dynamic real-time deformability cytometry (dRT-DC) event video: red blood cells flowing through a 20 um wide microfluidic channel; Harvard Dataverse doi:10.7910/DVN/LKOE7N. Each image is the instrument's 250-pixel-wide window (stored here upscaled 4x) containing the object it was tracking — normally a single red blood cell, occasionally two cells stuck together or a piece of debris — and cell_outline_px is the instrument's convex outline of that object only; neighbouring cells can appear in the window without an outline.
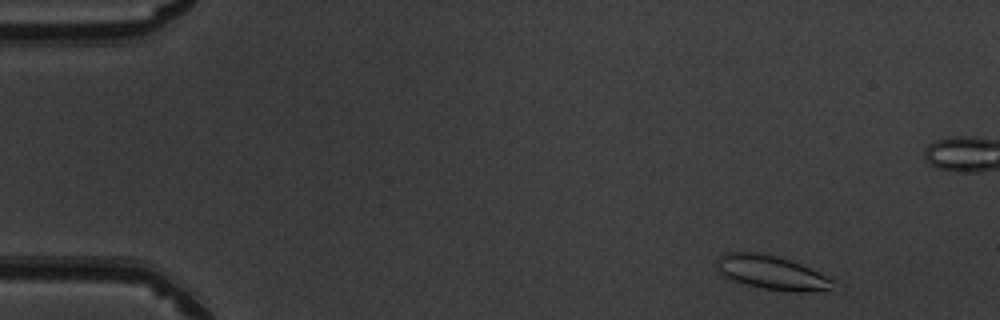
{"species": "common noctule bat (a hibernating species)", "species_latin": "Nyctalus noctula", "temperature_condition": "warm", "stored_images_in_passage": 50, "camera_frame_rate_fps": 3000, "um_per_image_px": 0.085, "animal": {"sex": "male", "body_mass_g": 19.5, "forearm_length_mm": 54.6}, "frame": {"image": 1, "passage_image": 3, "time_ms": 0.667, "image_size_px": [1000, 320], "cell_outline_px": [[836, 292], [796, 292], [764, 288], [744, 284], [732, 280], [724, 276], [720, 272], [716, 264], [716, 260], [724, 252], [768, 252], [800, 264], [836, 280]], "centroid_in_image_um": [65.69, 23.18], "position_along_channel_um": 19.3, "area_um2": 23.64}}
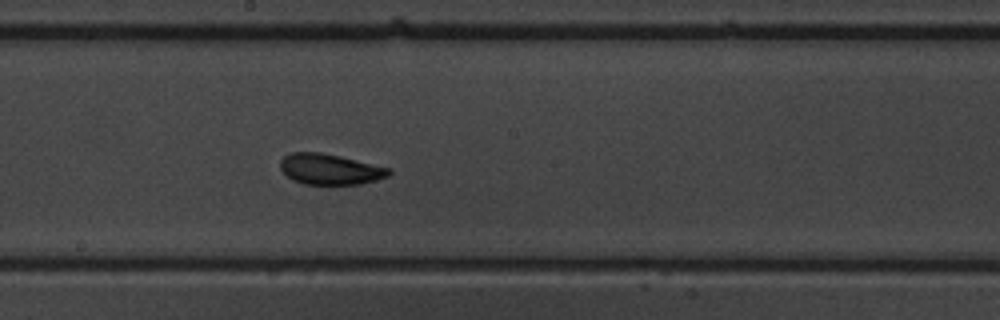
{"frame": {"image": 2, "passage_image": 26, "time_ms": 8.333, "image_size_px": [1000, 320], "cell_outline_px": [[392, 172], [388, 176], [376, 180], [360, 184], [304, 184], [292, 180], [280, 168], [280, 160], [284, 156], [292, 152], [320, 152], [340, 156], [392, 168]], "centroid_in_image_um": [28.07, 14.38], "position_along_channel_um": 220.1, "area_um2": 19.48}}
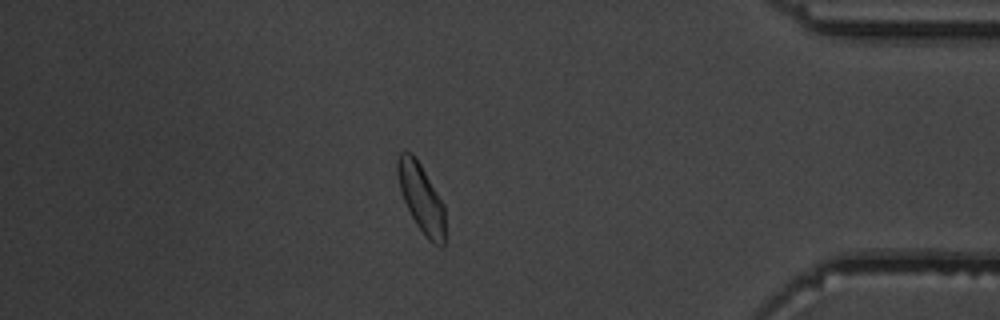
{"frame": {"image": 3, "passage_image": 42, "time_ms": 13.667, "image_size_px": [1000, 320], "cell_outline_px": [[444, 244], [440, 248], [432, 244], [424, 236], [416, 224], [400, 192], [396, 172], [396, 160], [400, 152], [412, 152], [416, 156], [444, 204]], "centroid_in_image_um": [35.79, 16.82], "position_along_channel_um": 399.4, "area_um2": 19.25}, "authors_computed_cell_mechanics": {"area_um2": 19.6809, "velocity_mm_per_s": 3.9779, "shape_relaxation_time_tau1_ms": 4.6876, "shape_relaxation_time_tau2_ms": 1.4294, "deformation_change_tau1": 0.1529, "deformation_change_tau2": 0.0792}}